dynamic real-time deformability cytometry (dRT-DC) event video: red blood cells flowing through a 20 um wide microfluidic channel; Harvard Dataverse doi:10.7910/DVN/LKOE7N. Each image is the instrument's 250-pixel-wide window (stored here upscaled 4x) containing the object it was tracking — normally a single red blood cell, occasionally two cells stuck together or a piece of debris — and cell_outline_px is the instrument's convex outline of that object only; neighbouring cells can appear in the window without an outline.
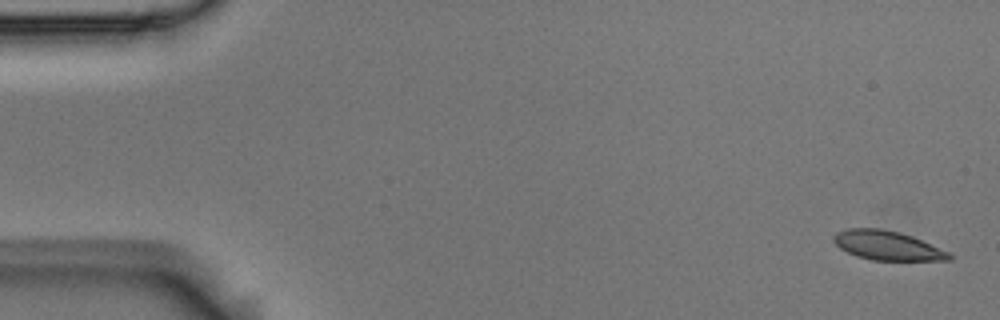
{"species": "Egyptian fruit bat (a non-hibernating species)", "species_latin": "Rousettus aegyptiacus", "temperature_condition": "room temperature", "stored_images_in_passage": 5, "camera_frame_rate_fps": 3000, "um_per_image_px": 0.085, "animal": {"sex": "male"}, "frame": {"image": 1, "passage_image": 1, "time_ms": 0.0, "image_size_px": [1000, 320], "cell_outline_px": [[956, 256], [952, 260], [872, 260], [856, 256], [840, 248], [832, 240], [832, 236], [836, 232], [848, 228], [880, 228], [900, 232], [912, 236], [948, 252]], "centroid_in_image_um": [75.41, 20.86], "position_along_channel_um": 9.6, "area_um2": 19.71}}
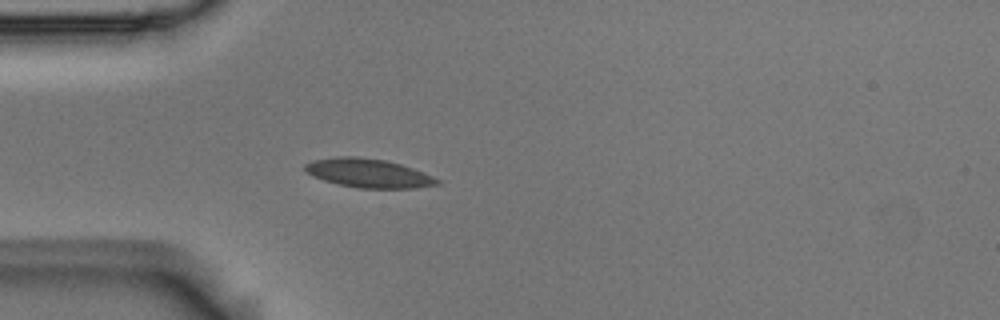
{"frame": {"image": 2, "passage_image": 5, "time_ms": 1.333, "image_size_px": [1000, 320], "cell_outline_px": [[440, 184], [416, 188], [356, 188], [324, 180], [312, 176], [304, 172], [304, 164], [312, 160], [336, 156], [356, 156], [384, 160], [400, 164], [412, 168], [432, 176], [440, 180]], "centroid_in_image_um": [31.27, 14.71], "position_along_channel_um": 53.7, "area_um2": 22.25}}